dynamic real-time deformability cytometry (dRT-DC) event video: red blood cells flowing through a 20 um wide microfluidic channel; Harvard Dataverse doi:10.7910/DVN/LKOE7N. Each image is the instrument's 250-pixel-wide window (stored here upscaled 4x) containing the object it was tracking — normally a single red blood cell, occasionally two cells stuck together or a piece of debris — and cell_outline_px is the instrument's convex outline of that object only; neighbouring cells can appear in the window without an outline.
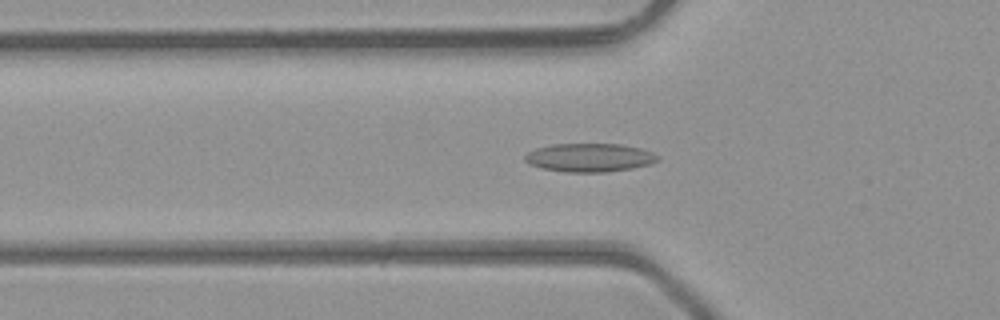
{"species": "common noctule bat (a hibernating species)", "species_latin": "Nyctalus noctula", "temperature_condition": "room temperature", "stored_images_in_passage": 45, "camera_frame_rate_fps": 3000, "um_per_image_px": 0.085, "animal": {"sex": "male", "body_mass_g": 23.1, "forearm_length_mm": 52.7}, "frame": {"image": 1, "passage_image": 15, "time_ms": 4.667, "image_size_px": [1000, 320], "cell_outline_px": [[660, 160], [648, 164], [632, 168], [604, 172], [564, 172], [540, 168], [528, 164], [524, 160], [524, 156], [528, 152], [536, 148], [552, 144], [620, 144], [640, 148], [652, 152], [660, 156]], "centroid_in_image_um": [50.08, 13.39], "position_along_channel_um": 75.7, "area_um2": 22.14}}
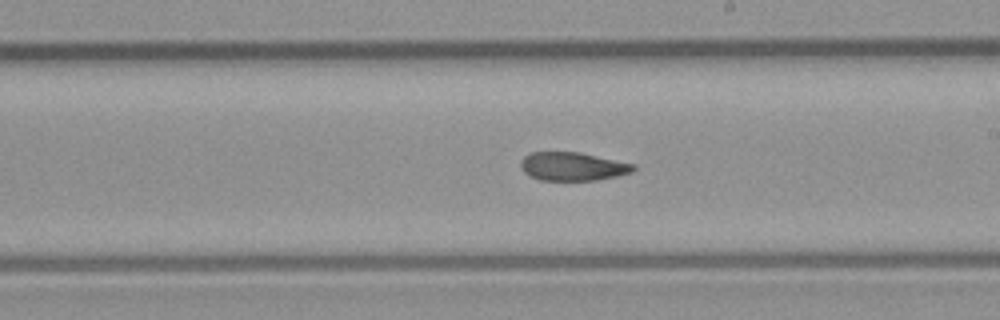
{"frame": {"image": 2, "passage_image": 26, "time_ms": 8.333, "image_size_px": [1000, 320], "cell_outline_px": [[636, 168], [632, 172], [616, 176], [596, 180], [540, 180], [524, 172], [520, 168], [520, 160], [528, 152], [580, 152], [636, 164]], "centroid_in_image_um": [48.67, 14.13], "position_along_channel_um": 240.3, "area_um2": 18.79}}
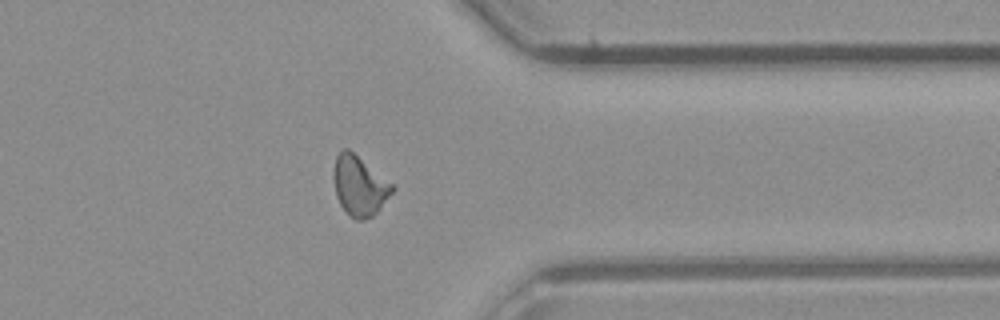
{"frame": {"image": 3, "passage_image": 36, "time_ms": 11.667, "image_size_px": [1000, 320], "cell_outline_px": [[396, 188], [380, 208], [372, 216], [364, 220], [356, 220], [340, 204], [336, 196], [332, 176], [332, 172], [336, 156], [344, 148], [348, 148], [392, 184]], "centroid_in_image_um": [30.53, 15.79], "position_along_channel_um": 380.9, "area_um2": 20.17}, "authors_computed_cell_mechanics": {"area_um2": 19.941, "velocity_mm_per_s": 4.4564, "shape_relaxation_time_tau1_ms": null, "shape_relaxation_time_tau2_ms": 3.0459, "deformation_change_tau1": null, "deformation_change_tau2": 0.0938}}